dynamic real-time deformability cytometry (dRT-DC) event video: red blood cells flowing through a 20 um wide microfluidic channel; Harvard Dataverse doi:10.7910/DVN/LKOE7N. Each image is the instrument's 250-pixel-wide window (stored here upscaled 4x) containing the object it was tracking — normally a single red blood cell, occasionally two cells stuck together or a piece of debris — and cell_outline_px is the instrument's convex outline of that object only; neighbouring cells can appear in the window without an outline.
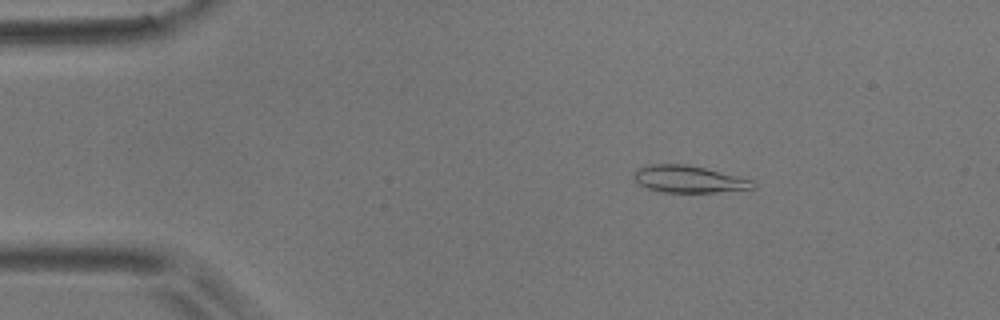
{"species": "common noctule bat (a hibernating species)", "species_latin": "Nyctalus noctula", "temperature_condition": "room temperature", "stored_images_in_passage": 40, "camera_frame_rate_fps": 3000, "um_per_image_px": 0.085, "animal": {"sex": "male", "body_mass_g": 17.9}, "frame": {"image": 1, "passage_image": 7, "time_ms": 2.0, "image_size_px": [1000, 320], "cell_outline_px": [[756, 188], [716, 192], [660, 192], [648, 188], [640, 184], [636, 180], [636, 168], [652, 164], [684, 164], [704, 168], [752, 180], [756, 184]], "centroid_in_image_um": [58.56, 15.23], "position_along_channel_um": 26.4, "area_um2": 18.38}}
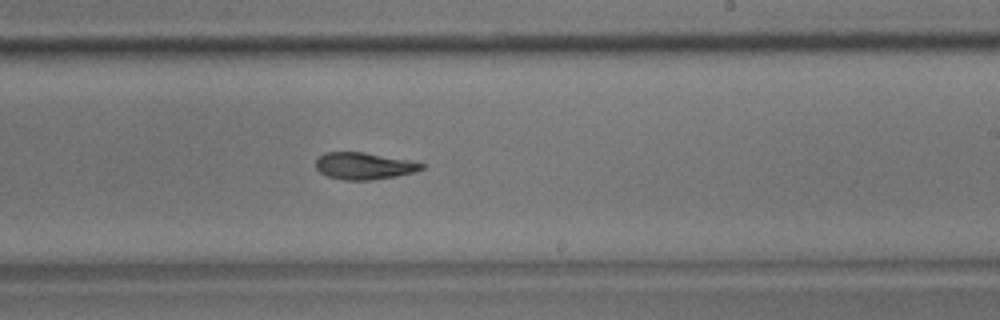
{"frame": {"image": 2, "passage_image": 30, "time_ms": 9.667, "image_size_px": [1000, 320], "cell_outline_px": [[424, 168], [416, 172], [396, 176], [372, 180], [344, 180], [328, 176], [320, 172], [316, 168], [316, 160], [324, 152], [364, 152], [408, 160], [424, 164]], "centroid_in_image_um": [30.94, 14.11], "position_along_channel_um": 258.1, "area_um2": 16.53}}
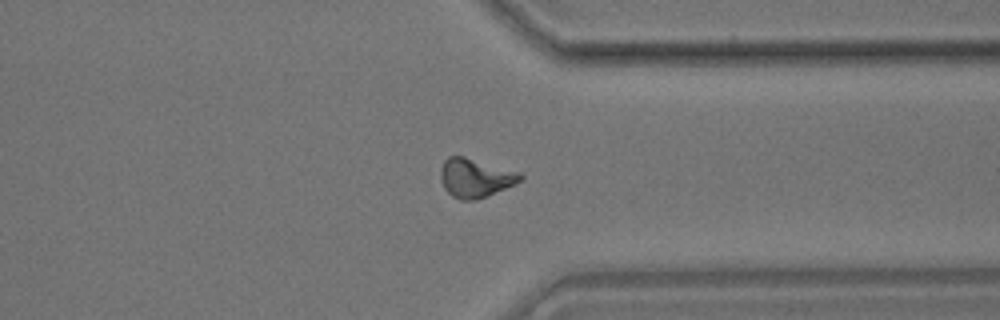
{"frame": {"image": 3, "passage_image": 39, "time_ms": 12.667, "image_size_px": [1000, 320], "cell_outline_px": [[524, 176], [516, 184], [488, 196], [476, 200], [460, 200], [452, 196], [444, 188], [440, 180], [440, 168], [444, 160], [448, 156], [464, 156], [520, 172]], "centroid_in_image_um": [40.39, 15.12], "position_along_channel_um": 371.0, "area_um2": 18.26}}